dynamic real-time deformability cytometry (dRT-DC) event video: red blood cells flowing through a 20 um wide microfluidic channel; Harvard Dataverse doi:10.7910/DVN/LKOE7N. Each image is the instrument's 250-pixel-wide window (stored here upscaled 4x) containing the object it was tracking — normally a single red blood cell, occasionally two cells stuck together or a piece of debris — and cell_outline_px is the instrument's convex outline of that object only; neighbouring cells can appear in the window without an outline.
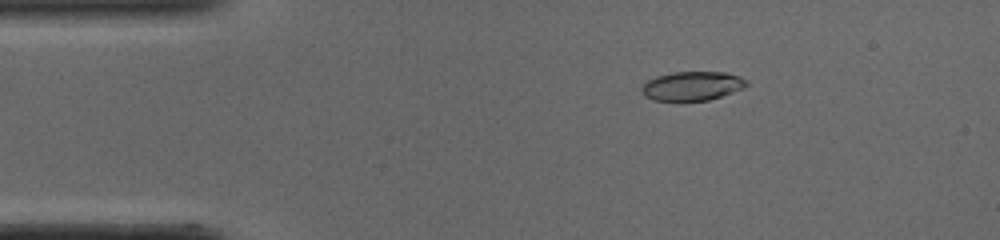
{"species": "common noctule bat (a hibernating species)", "species_latin": "Nyctalus noctula", "temperature_condition": "cold", "stored_images_in_passage": 51, "camera_frame_rate_fps": 3000, "um_per_image_px": 0.085, "animal": {"sex": "male", "body_mass_g": 19.0, "forearm_length_mm": 50.8}, "frame": {"image": 1, "passage_image": 8, "time_ms": 2.333, "image_size_px": [1000, 240], "cell_outline_px": [[748, 84], [744, 88], [708, 100], [656, 100], [644, 96], [640, 88], [648, 80], [656, 76], [672, 72], [724, 72], [740, 76], [748, 80]], "centroid_in_image_um": [58.85, 7.29], "position_along_channel_um": 26.2, "area_um2": 17.63}}
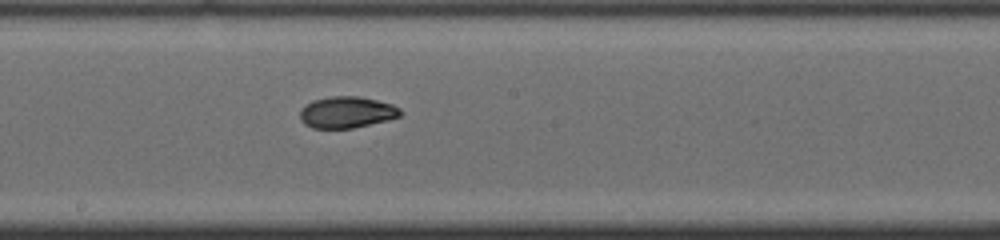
{"frame": {"image": 2, "passage_image": 27, "time_ms": 8.667, "image_size_px": [1000, 240], "cell_outline_px": [[404, 112], [400, 116], [388, 120], [352, 128], [312, 128], [304, 124], [300, 120], [300, 112], [304, 104], [312, 100], [332, 96], [360, 96], [392, 104], [400, 108]], "centroid_in_image_um": [29.47, 9.54], "position_along_channel_um": 218.7, "area_um2": 18.55}}
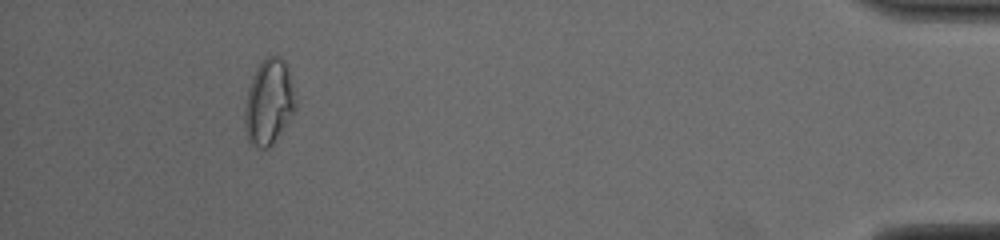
{"frame": {"image": 3, "passage_image": 47, "time_ms": 15.333, "image_size_px": [1000, 240], "cell_outline_px": [[296, 108], [272, 144], [268, 148], [260, 148], [252, 144], [248, 140], [244, 128], [244, 108], [248, 88], [252, 76], [256, 68], [264, 56], [280, 56], [288, 64], [296, 104]], "centroid_in_image_um": [22.83, 8.64], "position_along_channel_um": 412.4, "area_um2": 25.37}, "authors_computed_cell_mechanics": {"area_um2": 18.785, "velocity_mm_per_s": 3.8987, "shape_relaxation_time_tau1_ms": 5.8202, "shape_relaxation_time_tau2_ms": 1.6716, "deformation_change_tau1": 0.1804, "deformation_change_tau2": 0.0446}}